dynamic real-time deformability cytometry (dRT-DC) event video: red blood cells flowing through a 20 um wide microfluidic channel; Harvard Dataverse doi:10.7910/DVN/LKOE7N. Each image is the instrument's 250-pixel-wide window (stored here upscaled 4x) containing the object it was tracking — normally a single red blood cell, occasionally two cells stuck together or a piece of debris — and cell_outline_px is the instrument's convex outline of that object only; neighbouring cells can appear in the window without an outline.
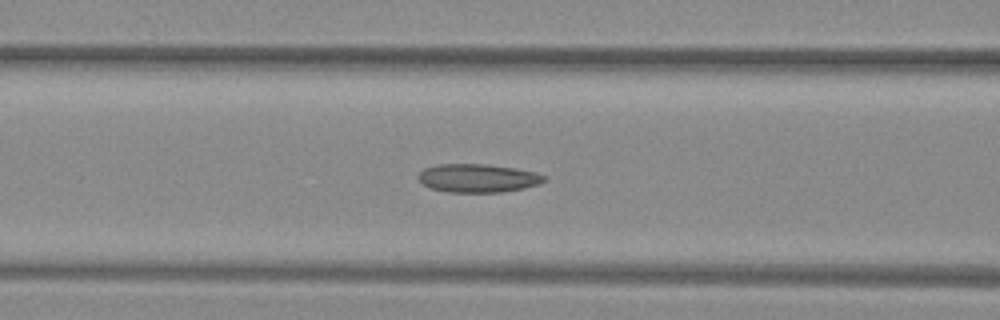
{"species": "common noctule bat (a hibernating species)", "species_latin": "Nyctalus noctula", "temperature_condition": "warm", "stored_images_in_passage": 40, "camera_frame_rate_fps": 3000, "um_per_image_px": 0.085, "animal": {"sex": "female", "body_mass_g": 29.2, "forearm_length_mm": 56.3}, "frame": {"image": 1, "passage_image": 9, "time_ms": 2.667, "image_size_px": [1000, 320], "cell_outline_px": [[548, 180], [540, 184], [524, 188], [504, 192], [444, 192], [428, 188], [416, 176], [424, 168], [436, 164], [484, 164], [512, 168], [536, 172], [548, 176]], "centroid_in_image_um": [40.63, 15.15], "position_along_channel_um": 126.0, "area_um2": 21.1}}
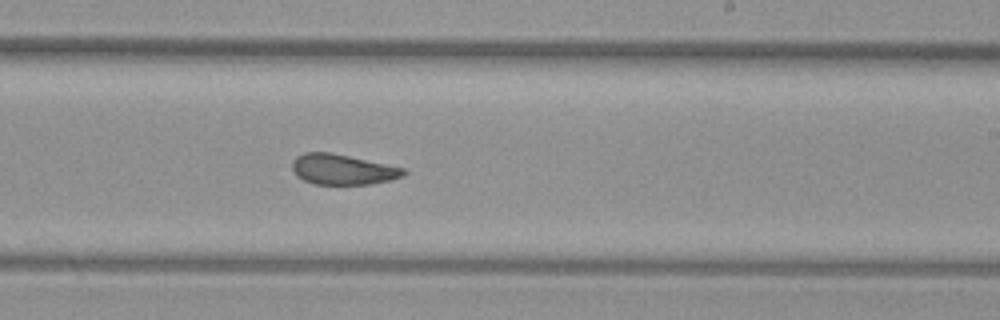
{"frame": {"image": 2, "passage_image": 19, "time_ms": 6.0, "image_size_px": [1000, 320], "cell_outline_px": [[408, 172], [404, 176], [392, 180], [372, 184], [312, 184], [296, 176], [292, 168], [292, 160], [296, 156], [304, 152], [328, 152], [348, 156], [404, 168]], "centroid_in_image_um": [29.11, 14.41], "position_along_channel_um": 259.9, "area_um2": 19.77}}
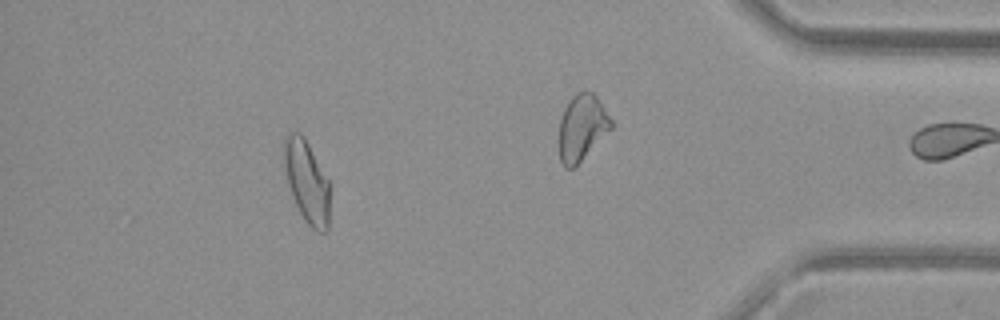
{"frame": {"image": 3, "passage_image": 34, "time_ms": 11.0, "image_size_px": [1000, 320], "cell_outline_px": [[328, 232], [316, 232], [304, 220], [292, 196], [288, 184], [284, 164], [284, 136], [288, 132], [300, 132], [304, 136], [328, 180]], "centroid_in_image_um": [26.06, 15.42], "position_along_channel_um": 409.1, "area_um2": 21.68}, "authors_computed_cell_mechanics": {"area_um2": 21.0681, "velocity_mm_per_s": 4.0238, "shape_relaxation_time_tau1_ms": null, "shape_relaxation_time_tau2_ms": 1.847, "deformation_change_tau1": null, "deformation_change_tau2": 0.08}}